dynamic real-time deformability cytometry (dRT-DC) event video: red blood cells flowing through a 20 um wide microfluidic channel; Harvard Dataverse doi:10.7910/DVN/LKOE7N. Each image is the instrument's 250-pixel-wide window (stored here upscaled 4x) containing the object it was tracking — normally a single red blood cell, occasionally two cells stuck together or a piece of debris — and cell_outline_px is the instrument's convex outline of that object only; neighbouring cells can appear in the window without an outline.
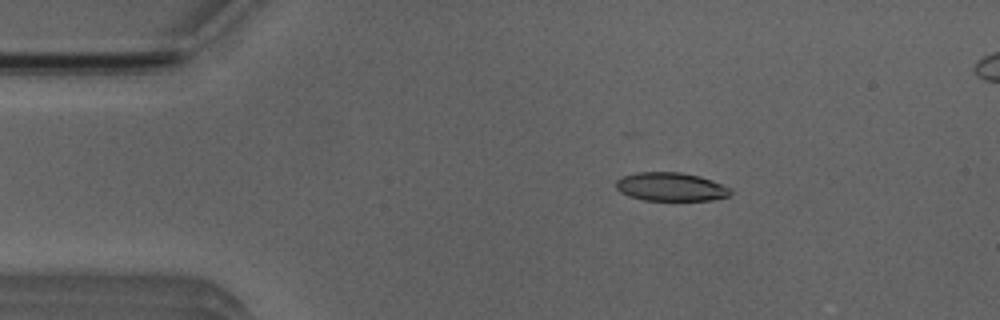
{"species": "Egyptian fruit bat (a non-hibernating species)", "species_latin": "Rousettus aegyptiacus", "temperature_condition": "room temperature", "stored_images_in_passage": 3, "camera_frame_rate_fps": 3000, "um_per_image_px": 0.085, "animal": {"sex": "male"}, "frame": {"image": 1, "passage_image": 1, "time_ms": 0.0, "image_size_px": [1000, 320], "cell_outline_px": [[732, 192], [728, 196], [712, 200], [644, 200], [628, 196], [620, 192], [616, 188], [616, 180], [624, 176], [636, 172], [680, 172], [700, 176], [712, 180], [732, 188]], "centroid_in_image_um": [57.03, 15.88], "position_along_channel_um": 28.0, "area_um2": 19.13}}